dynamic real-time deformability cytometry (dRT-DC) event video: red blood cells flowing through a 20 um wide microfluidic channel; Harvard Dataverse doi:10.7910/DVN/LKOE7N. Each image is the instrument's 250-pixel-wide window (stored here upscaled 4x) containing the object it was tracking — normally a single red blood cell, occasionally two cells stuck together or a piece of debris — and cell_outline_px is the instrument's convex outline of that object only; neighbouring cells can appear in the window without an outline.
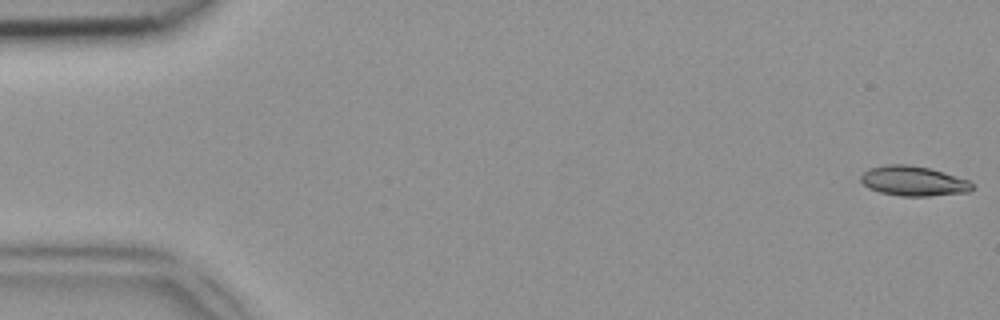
{"species": "common noctule bat (a hibernating species)", "species_latin": "Nyctalus noctula", "temperature_condition": "room temperature", "stored_images_in_passage": 9, "camera_frame_rate_fps": 3000, "um_per_image_px": 0.085, "animal": {"sex": "female", "body_mass_g": 18.4}, "frame": {"image": 1, "passage_image": 1, "time_ms": 0.0, "image_size_px": [1000, 320], "cell_outline_px": [[972, 188], [968, 192], [928, 196], [900, 196], [880, 192], [868, 188], [860, 180], [860, 176], [868, 168], [884, 164], [912, 164], [944, 172], [968, 180], [972, 184]], "centroid_in_image_um": [77.59, 15.37], "position_along_channel_um": 7.4, "area_um2": 19.42}}